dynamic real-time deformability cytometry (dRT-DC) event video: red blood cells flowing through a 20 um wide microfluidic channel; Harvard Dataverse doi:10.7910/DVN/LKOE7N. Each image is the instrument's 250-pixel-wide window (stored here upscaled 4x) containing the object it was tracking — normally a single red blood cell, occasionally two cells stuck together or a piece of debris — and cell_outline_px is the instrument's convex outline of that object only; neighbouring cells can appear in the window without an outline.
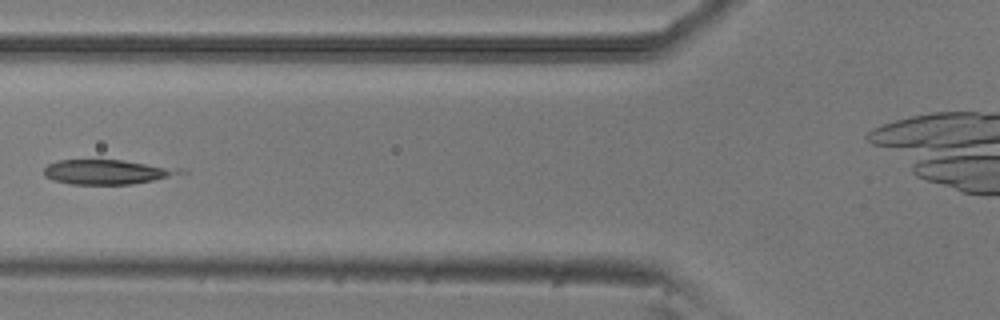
{"species": "common noctule bat (a hibernating species)", "species_latin": "Nyctalus noctula", "temperature_condition": "room temperature", "stored_images_in_passage": 6, "camera_frame_rate_fps": 3000, "um_per_image_px": 0.085, "animal": {"sex": "male", "body_mass_g": 20.5, "forearm_length_mm": 52.5}, "frame": {"image": 1, "passage_image": 6, "time_ms": 1.667, "image_size_px": [1000, 320], "cell_outline_px": [[188, 172], [152, 180], [132, 184], [72, 184], [52, 180], [44, 176], [44, 168], [48, 164], [60, 160], [124, 160], [180, 168]], "centroid_in_image_um": [9.09, 14.61], "position_along_channel_um": 116.7, "area_um2": 19.42}}